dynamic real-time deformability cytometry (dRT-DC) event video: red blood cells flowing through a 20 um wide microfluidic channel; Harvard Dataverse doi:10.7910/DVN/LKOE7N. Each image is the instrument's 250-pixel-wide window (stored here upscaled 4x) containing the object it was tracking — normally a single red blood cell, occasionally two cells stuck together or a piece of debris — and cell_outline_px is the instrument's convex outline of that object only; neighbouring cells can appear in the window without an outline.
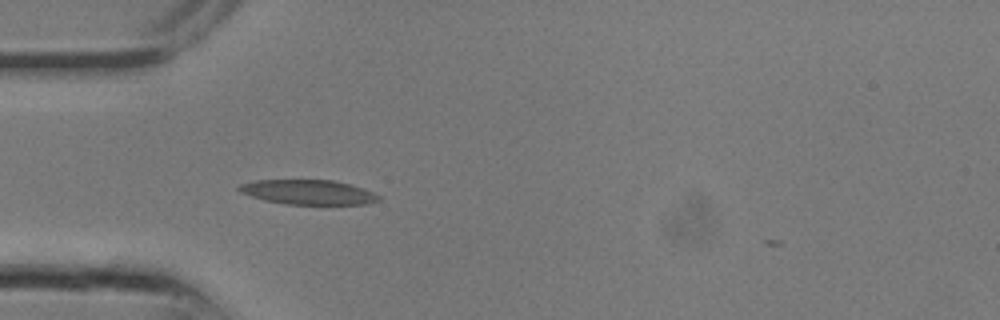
{"species": "common noctule bat (a hibernating species)", "species_latin": "Nyctalus noctula", "temperature_condition": "room temperature", "stored_images_in_passage": 7, "camera_frame_rate_fps": 3000, "um_per_image_px": 0.085, "animal": {"sex": "male", "body_mass_g": 13.3}, "frame": {"image": 1, "passage_image": 7, "time_ms": 2.0, "image_size_px": [1000, 320], "cell_outline_px": [[380, 200], [368, 204], [288, 204], [264, 200], [240, 192], [236, 188], [240, 184], [256, 180], [332, 180], [364, 188], [380, 196]], "centroid_in_image_um": [26.2, 16.33], "position_along_channel_um": 58.8, "area_um2": 19.94}}